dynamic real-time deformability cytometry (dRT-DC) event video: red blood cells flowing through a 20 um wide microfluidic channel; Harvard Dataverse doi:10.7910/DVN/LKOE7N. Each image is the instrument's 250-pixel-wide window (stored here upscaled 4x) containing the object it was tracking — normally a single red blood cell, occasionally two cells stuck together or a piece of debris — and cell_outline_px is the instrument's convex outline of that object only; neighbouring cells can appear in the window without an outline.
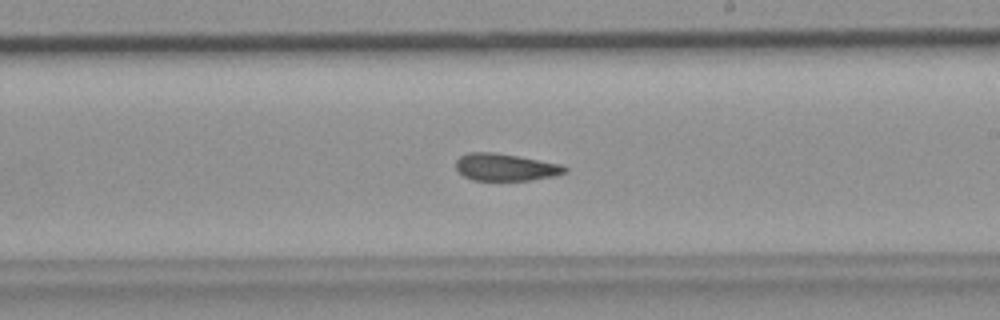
{"species": "common noctule bat (a hibernating species)", "species_latin": "Nyctalus noctula", "temperature_condition": "room temperature", "stored_images_in_passage": 49, "camera_frame_rate_fps": 3000, "um_per_image_px": 0.085, "animal": {"sex": "female", "body_mass_g": 19.9}, "frame": {"image": 1, "passage_image": 28, "time_ms": 9.0, "image_size_px": [1000, 320], "cell_outline_px": [[568, 172], [556, 176], [532, 180], [472, 180], [464, 176], [456, 168], [456, 160], [460, 156], [468, 152], [496, 152], [560, 164], [568, 168]], "centroid_in_image_um": [42.98, 14.21], "position_along_channel_um": 246.0, "area_um2": 17.34}}